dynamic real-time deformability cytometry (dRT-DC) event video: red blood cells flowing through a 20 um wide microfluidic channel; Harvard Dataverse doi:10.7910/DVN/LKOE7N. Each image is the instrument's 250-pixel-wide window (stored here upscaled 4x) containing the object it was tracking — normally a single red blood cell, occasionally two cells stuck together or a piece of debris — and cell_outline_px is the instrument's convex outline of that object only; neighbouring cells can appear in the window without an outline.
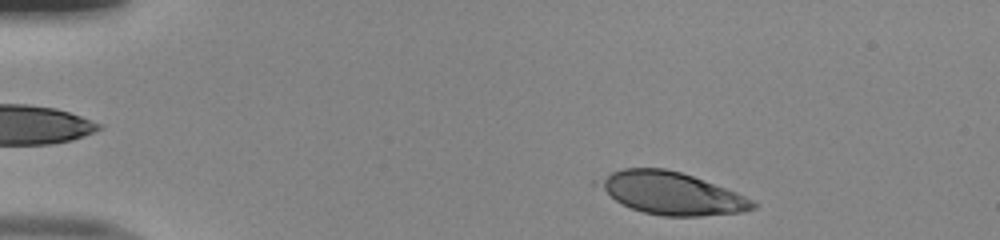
{"species": "human", "species_latin": "Homo sapiens", "temperature_condition": "room temperature", "stored_images_in_passage": 45, "camera_frame_rate_fps": 3000, "um_per_image_px": 0.085, "donor": {"sex": "male"}, "frame": {"image": 1, "passage_image": 2, "time_ms": 0.333, "image_size_px": [1000, 240], "cell_outline_px": [[756, 208], [740, 212], [700, 216], [664, 216], [644, 212], [632, 208], [616, 200], [592, 184], [592, 180], [612, 172], [624, 168], [664, 168], [680, 172], [692, 176], [736, 192], [752, 200], [756, 204]], "centroid_in_image_um": [57.0, 16.41], "position_along_channel_um": 28.0, "area_um2": 37.86}}
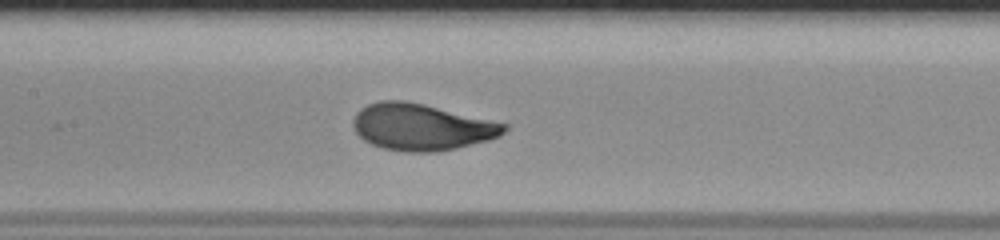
{"frame": {"image": 2, "passage_image": 19, "time_ms": 6.0, "image_size_px": [1000, 240], "cell_outline_px": [[508, 128], [500, 136], [488, 140], [456, 148], [436, 152], [408, 152], [384, 148], [372, 144], [364, 140], [352, 128], [352, 120], [356, 112], [360, 108], [368, 104], [380, 100], [404, 100], [424, 104], [508, 124]], "centroid_in_image_um": [35.8, 10.79], "position_along_channel_um": 171.6, "area_um2": 41.04}}
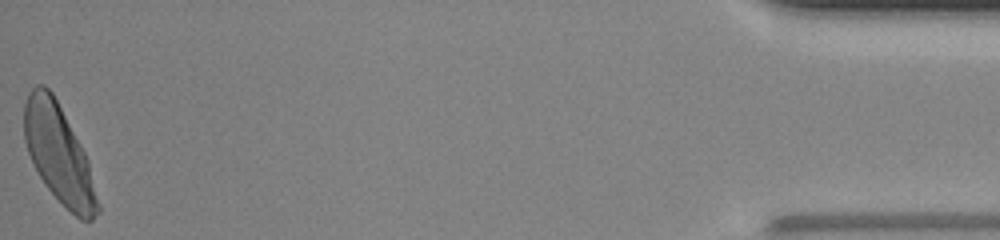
{"frame": {"image": 3, "passage_image": 45, "time_ms": 14.667, "image_size_px": [1000, 240], "cell_outline_px": [[100, 212], [92, 220], [80, 220], [44, 184], [28, 152], [24, 140], [24, 104], [28, 92], [36, 84], [44, 84], [52, 92], [84, 152], [88, 160], [100, 204]], "centroid_in_image_um": [5.0, 13.09], "position_along_channel_um": 430.2, "area_um2": 41.38}, "authors_computed_cell_mechanics": {"area_um2": 40.4022, "velocity_mm_per_s": 3.9877, "shape_relaxation_time_tau1_ms": 2.4027, "shape_relaxation_time_tau2_ms": null, "deformation_change_tau1": 0.1839, "deformation_change_tau2": null}}